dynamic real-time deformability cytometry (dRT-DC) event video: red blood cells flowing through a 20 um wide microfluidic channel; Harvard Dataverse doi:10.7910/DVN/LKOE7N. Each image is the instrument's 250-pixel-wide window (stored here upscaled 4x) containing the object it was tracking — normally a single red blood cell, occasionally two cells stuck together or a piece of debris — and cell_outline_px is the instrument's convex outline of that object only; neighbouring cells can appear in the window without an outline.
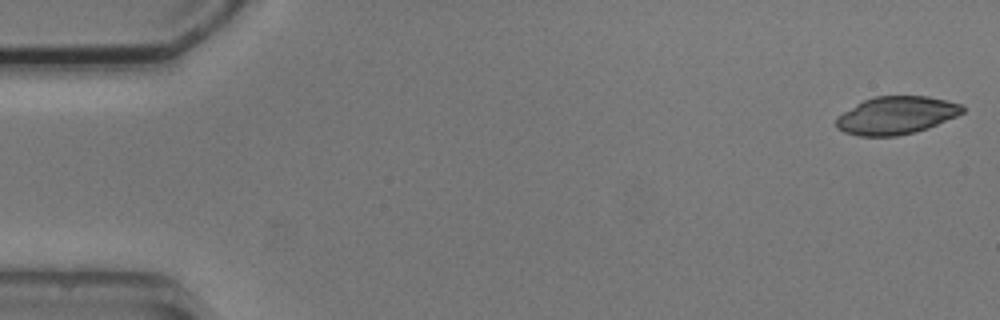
{"species": "common noctule bat (a hibernating species)", "species_latin": "Nyctalus noctula", "temperature_condition": "cold", "stored_images_in_passage": 5, "camera_frame_rate_fps": 3000, "um_per_image_px": 0.085, "animal": {"sex": "male", "body_mass_g": 20.5, "forearm_length_mm": 52.5}, "frame": {"image": 1, "passage_image": 1, "time_ms": 0.0, "image_size_px": [1000, 320], "cell_outline_px": [[964, 112], [956, 116], [928, 128], [916, 132], [896, 136], [860, 136], [844, 132], [836, 128], [836, 116], [856, 104], [864, 100], [876, 96], [928, 96], [960, 104], [964, 108]], "centroid_in_image_um": [76.15, 9.81], "position_along_channel_um": 8.9, "area_um2": 27.74}}
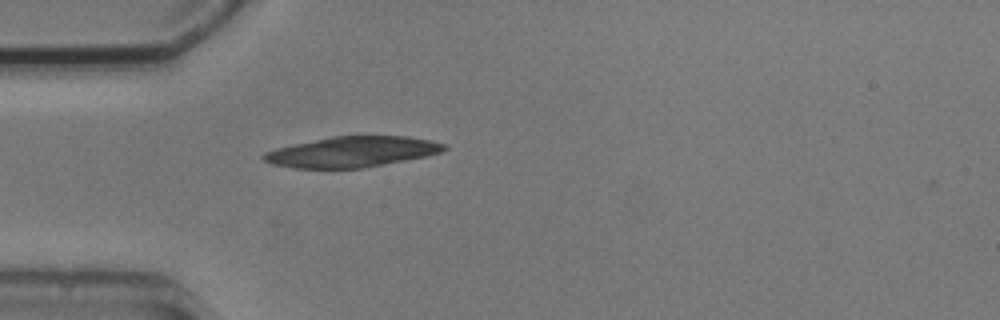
{"frame": {"image": 2, "passage_image": 5, "time_ms": 4.667, "image_size_px": [1000, 320], "cell_outline_px": [[448, 148], [444, 152], [364, 168], [296, 168], [272, 164], [264, 160], [260, 156], [264, 152], [276, 148], [292, 144], [332, 136], [408, 136], [432, 140], [448, 144]], "centroid_in_image_um": [29.94, 12.9], "position_along_channel_um": 55.1, "area_um2": 32.25}}